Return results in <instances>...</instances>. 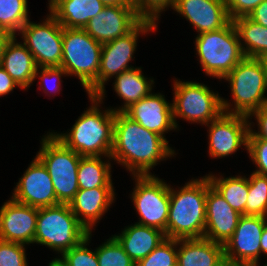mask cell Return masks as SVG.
Returning <instances> with one entry per match:
<instances>
[{
    "mask_svg": "<svg viewBox=\"0 0 267 266\" xmlns=\"http://www.w3.org/2000/svg\"><path fill=\"white\" fill-rule=\"evenodd\" d=\"M111 162L102 156H82L77 170L79 189L113 187Z\"/></svg>",
    "mask_w": 267,
    "mask_h": 266,
    "instance_id": "28",
    "label": "cell"
},
{
    "mask_svg": "<svg viewBox=\"0 0 267 266\" xmlns=\"http://www.w3.org/2000/svg\"><path fill=\"white\" fill-rule=\"evenodd\" d=\"M245 215L267 217V176L253 172L248 177Z\"/></svg>",
    "mask_w": 267,
    "mask_h": 266,
    "instance_id": "31",
    "label": "cell"
},
{
    "mask_svg": "<svg viewBox=\"0 0 267 266\" xmlns=\"http://www.w3.org/2000/svg\"><path fill=\"white\" fill-rule=\"evenodd\" d=\"M173 87L172 111L176 129L179 128L177 117L206 126L223 113L222 97L205 84L174 80Z\"/></svg>",
    "mask_w": 267,
    "mask_h": 266,
    "instance_id": "9",
    "label": "cell"
},
{
    "mask_svg": "<svg viewBox=\"0 0 267 266\" xmlns=\"http://www.w3.org/2000/svg\"><path fill=\"white\" fill-rule=\"evenodd\" d=\"M49 12L64 28L84 29L105 5L100 0H49Z\"/></svg>",
    "mask_w": 267,
    "mask_h": 266,
    "instance_id": "24",
    "label": "cell"
},
{
    "mask_svg": "<svg viewBox=\"0 0 267 266\" xmlns=\"http://www.w3.org/2000/svg\"><path fill=\"white\" fill-rule=\"evenodd\" d=\"M178 189L170 187L166 238H201L206 222L207 176L191 179Z\"/></svg>",
    "mask_w": 267,
    "mask_h": 266,
    "instance_id": "3",
    "label": "cell"
},
{
    "mask_svg": "<svg viewBox=\"0 0 267 266\" xmlns=\"http://www.w3.org/2000/svg\"><path fill=\"white\" fill-rule=\"evenodd\" d=\"M247 153L257 169V174L267 176V139L257 138L250 130L247 139Z\"/></svg>",
    "mask_w": 267,
    "mask_h": 266,
    "instance_id": "35",
    "label": "cell"
},
{
    "mask_svg": "<svg viewBox=\"0 0 267 266\" xmlns=\"http://www.w3.org/2000/svg\"><path fill=\"white\" fill-rule=\"evenodd\" d=\"M115 78L113 83L114 91L124 100V104L119 109H112L114 112H124L133 103L138 102L152 92L154 79L146 78L142 73L141 67L124 71L115 76Z\"/></svg>",
    "mask_w": 267,
    "mask_h": 266,
    "instance_id": "26",
    "label": "cell"
},
{
    "mask_svg": "<svg viewBox=\"0 0 267 266\" xmlns=\"http://www.w3.org/2000/svg\"><path fill=\"white\" fill-rule=\"evenodd\" d=\"M241 214L235 211L207 178L205 238L225 244L234 233Z\"/></svg>",
    "mask_w": 267,
    "mask_h": 266,
    "instance_id": "18",
    "label": "cell"
},
{
    "mask_svg": "<svg viewBox=\"0 0 267 266\" xmlns=\"http://www.w3.org/2000/svg\"><path fill=\"white\" fill-rule=\"evenodd\" d=\"M1 66L21 89H28L38 68L32 53L12 36L3 51Z\"/></svg>",
    "mask_w": 267,
    "mask_h": 266,
    "instance_id": "22",
    "label": "cell"
},
{
    "mask_svg": "<svg viewBox=\"0 0 267 266\" xmlns=\"http://www.w3.org/2000/svg\"><path fill=\"white\" fill-rule=\"evenodd\" d=\"M172 9L185 17L198 34L219 30L231 21L223 0H175Z\"/></svg>",
    "mask_w": 267,
    "mask_h": 266,
    "instance_id": "20",
    "label": "cell"
},
{
    "mask_svg": "<svg viewBox=\"0 0 267 266\" xmlns=\"http://www.w3.org/2000/svg\"><path fill=\"white\" fill-rule=\"evenodd\" d=\"M38 208L10 198L0 207V239L33 244L37 225Z\"/></svg>",
    "mask_w": 267,
    "mask_h": 266,
    "instance_id": "17",
    "label": "cell"
},
{
    "mask_svg": "<svg viewBox=\"0 0 267 266\" xmlns=\"http://www.w3.org/2000/svg\"><path fill=\"white\" fill-rule=\"evenodd\" d=\"M177 239L166 238L136 266H177Z\"/></svg>",
    "mask_w": 267,
    "mask_h": 266,
    "instance_id": "33",
    "label": "cell"
},
{
    "mask_svg": "<svg viewBox=\"0 0 267 266\" xmlns=\"http://www.w3.org/2000/svg\"><path fill=\"white\" fill-rule=\"evenodd\" d=\"M223 79L230 84L235 106L222 98L224 113L249 117L267 103V68L263 59L244 57Z\"/></svg>",
    "mask_w": 267,
    "mask_h": 266,
    "instance_id": "4",
    "label": "cell"
},
{
    "mask_svg": "<svg viewBox=\"0 0 267 266\" xmlns=\"http://www.w3.org/2000/svg\"><path fill=\"white\" fill-rule=\"evenodd\" d=\"M250 118L245 115L222 113L206 124L209 127V156L222 158L235 153L241 146L247 149ZM210 124V125H209Z\"/></svg>",
    "mask_w": 267,
    "mask_h": 266,
    "instance_id": "13",
    "label": "cell"
},
{
    "mask_svg": "<svg viewBox=\"0 0 267 266\" xmlns=\"http://www.w3.org/2000/svg\"><path fill=\"white\" fill-rule=\"evenodd\" d=\"M25 245L0 239V266H28Z\"/></svg>",
    "mask_w": 267,
    "mask_h": 266,
    "instance_id": "36",
    "label": "cell"
},
{
    "mask_svg": "<svg viewBox=\"0 0 267 266\" xmlns=\"http://www.w3.org/2000/svg\"><path fill=\"white\" fill-rule=\"evenodd\" d=\"M105 6H134L131 0H100Z\"/></svg>",
    "mask_w": 267,
    "mask_h": 266,
    "instance_id": "44",
    "label": "cell"
},
{
    "mask_svg": "<svg viewBox=\"0 0 267 266\" xmlns=\"http://www.w3.org/2000/svg\"><path fill=\"white\" fill-rule=\"evenodd\" d=\"M102 44L84 29L63 27L61 66L67 76H77L88 96L98 94Z\"/></svg>",
    "mask_w": 267,
    "mask_h": 266,
    "instance_id": "5",
    "label": "cell"
},
{
    "mask_svg": "<svg viewBox=\"0 0 267 266\" xmlns=\"http://www.w3.org/2000/svg\"><path fill=\"white\" fill-rule=\"evenodd\" d=\"M67 75L66 71L62 68V67H38L36 72H35V79L38 76V78L40 77V86L44 91V93L49 94V90L50 91H54V93H58V91H60L61 88V77ZM51 79H56L54 83H56L53 87L50 88V86L48 85L49 81H53ZM48 83V84H47Z\"/></svg>",
    "mask_w": 267,
    "mask_h": 266,
    "instance_id": "38",
    "label": "cell"
},
{
    "mask_svg": "<svg viewBox=\"0 0 267 266\" xmlns=\"http://www.w3.org/2000/svg\"><path fill=\"white\" fill-rule=\"evenodd\" d=\"M177 266H217L224 259V245L205 237L177 239Z\"/></svg>",
    "mask_w": 267,
    "mask_h": 266,
    "instance_id": "23",
    "label": "cell"
},
{
    "mask_svg": "<svg viewBox=\"0 0 267 266\" xmlns=\"http://www.w3.org/2000/svg\"><path fill=\"white\" fill-rule=\"evenodd\" d=\"M23 44L38 67H60L63 52V27L49 13L42 23L30 20L20 29Z\"/></svg>",
    "mask_w": 267,
    "mask_h": 266,
    "instance_id": "12",
    "label": "cell"
},
{
    "mask_svg": "<svg viewBox=\"0 0 267 266\" xmlns=\"http://www.w3.org/2000/svg\"><path fill=\"white\" fill-rule=\"evenodd\" d=\"M266 224L267 217L241 215L234 233L224 244V257L245 265L258 262Z\"/></svg>",
    "mask_w": 267,
    "mask_h": 266,
    "instance_id": "14",
    "label": "cell"
},
{
    "mask_svg": "<svg viewBox=\"0 0 267 266\" xmlns=\"http://www.w3.org/2000/svg\"><path fill=\"white\" fill-rule=\"evenodd\" d=\"M260 244H261V254L264 253L265 255H267V224L263 229Z\"/></svg>",
    "mask_w": 267,
    "mask_h": 266,
    "instance_id": "45",
    "label": "cell"
},
{
    "mask_svg": "<svg viewBox=\"0 0 267 266\" xmlns=\"http://www.w3.org/2000/svg\"><path fill=\"white\" fill-rule=\"evenodd\" d=\"M16 86L19 87L12 77L0 65V97L10 94Z\"/></svg>",
    "mask_w": 267,
    "mask_h": 266,
    "instance_id": "41",
    "label": "cell"
},
{
    "mask_svg": "<svg viewBox=\"0 0 267 266\" xmlns=\"http://www.w3.org/2000/svg\"><path fill=\"white\" fill-rule=\"evenodd\" d=\"M12 37L11 34L5 32L4 30L0 29V65L2 62V56H3V51L6 46V43L8 40Z\"/></svg>",
    "mask_w": 267,
    "mask_h": 266,
    "instance_id": "43",
    "label": "cell"
},
{
    "mask_svg": "<svg viewBox=\"0 0 267 266\" xmlns=\"http://www.w3.org/2000/svg\"><path fill=\"white\" fill-rule=\"evenodd\" d=\"M92 231L77 246L72 247L61 254L59 259L67 266H99L96 250L88 249Z\"/></svg>",
    "mask_w": 267,
    "mask_h": 266,
    "instance_id": "34",
    "label": "cell"
},
{
    "mask_svg": "<svg viewBox=\"0 0 267 266\" xmlns=\"http://www.w3.org/2000/svg\"><path fill=\"white\" fill-rule=\"evenodd\" d=\"M48 266H67V265L63 263L59 258H54L52 261H50Z\"/></svg>",
    "mask_w": 267,
    "mask_h": 266,
    "instance_id": "47",
    "label": "cell"
},
{
    "mask_svg": "<svg viewBox=\"0 0 267 266\" xmlns=\"http://www.w3.org/2000/svg\"><path fill=\"white\" fill-rule=\"evenodd\" d=\"M247 266H259V264H258V262H255V263L249 264ZM263 266H267V263L265 265H263Z\"/></svg>",
    "mask_w": 267,
    "mask_h": 266,
    "instance_id": "48",
    "label": "cell"
},
{
    "mask_svg": "<svg viewBox=\"0 0 267 266\" xmlns=\"http://www.w3.org/2000/svg\"><path fill=\"white\" fill-rule=\"evenodd\" d=\"M175 0H134L133 5L138 15L143 20H150L156 24L159 21L161 12L165 11V8H173Z\"/></svg>",
    "mask_w": 267,
    "mask_h": 266,
    "instance_id": "37",
    "label": "cell"
},
{
    "mask_svg": "<svg viewBox=\"0 0 267 266\" xmlns=\"http://www.w3.org/2000/svg\"><path fill=\"white\" fill-rule=\"evenodd\" d=\"M155 22L142 20L131 32L125 36L116 38L110 42L102 44L100 68L98 72V94L96 95L102 102L105 97V83L113 76H117L124 71L133 69L129 62L133 59L136 50L138 36L144 33L154 32L157 29Z\"/></svg>",
    "mask_w": 267,
    "mask_h": 266,
    "instance_id": "11",
    "label": "cell"
},
{
    "mask_svg": "<svg viewBox=\"0 0 267 266\" xmlns=\"http://www.w3.org/2000/svg\"><path fill=\"white\" fill-rule=\"evenodd\" d=\"M217 266H247V265L235 262L233 260H229L224 257V259Z\"/></svg>",
    "mask_w": 267,
    "mask_h": 266,
    "instance_id": "46",
    "label": "cell"
},
{
    "mask_svg": "<svg viewBox=\"0 0 267 266\" xmlns=\"http://www.w3.org/2000/svg\"><path fill=\"white\" fill-rule=\"evenodd\" d=\"M248 17L254 22L267 27V0L258 5Z\"/></svg>",
    "mask_w": 267,
    "mask_h": 266,
    "instance_id": "42",
    "label": "cell"
},
{
    "mask_svg": "<svg viewBox=\"0 0 267 266\" xmlns=\"http://www.w3.org/2000/svg\"><path fill=\"white\" fill-rule=\"evenodd\" d=\"M210 184L239 214L245 215V205L248 198V178L245 176L217 177L213 174L206 175Z\"/></svg>",
    "mask_w": 267,
    "mask_h": 266,
    "instance_id": "29",
    "label": "cell"
},
{
    "mask_svg": "<svg viewBox=\"0 0 267 266\" xmlns=\"http://www.w3.org/2000/svg\"><path fill=\"white\" fill-rule=\"evenodd\" d=\"M16 184L11 198L17 202L36 208L60 204L56 198L52 179L36 156Z\"/></svg>",
    "mask_w": 267,
    "mask_h": 266,
    "instance_id": "15",
    "label": "cell"
},
{
    "mask_svg": "<svg viewBox=\"0 0 267 266\" xmlns=\"http://www.w3.org/2000/svg\"><path fill=\"white\" fill-rule=\"evenodd\" d=\"M195 47L207 76L223 79L245 57L231 20L225 27L197 35Z\"/></svg>",
    "mask_w": 267,
    "mask_h": 266,
    "instance_id": "6",
    "label": "cell"
},
{
    "mask_svg": "<svg viewBox=\"0 0 267 266\" xmlns=\"http://www.w3.org/2000/svg\"><path fill=\"white\" fill-rule=\"evenodd\" d=\"M28 0H0V29L16 36L29 21Z\"/></svg>",
    "mask_w": 267,
    "mask_h": 266,
    "instance_id": "30",
    "label": "cell"
},
{
    "mask_svg": "<svg viewBox=\"0 0 267 266\" xmlns=\"http://www.w3.org/2000/svg\"><path fill=\"white\" fill-rule=\"evenodd\" d=\"M95 250L99 266H136L114 236L109 237Z\"/></svg>",
    "mask_w": 267,
    "mask_h": 266,
    "instance_id": "32",
    "label": "cell"
},
{
    "mask_svg": "<svg viewBox=\"0 0 267 266\" xmlns=\"http://www.w3.org/2000/svg\"><path fill=\"white\" fill-rule=\"evenodd\" d=\"M124 113L142 127L165 138V133L176 130L172 104L161 93H150L127 108Z\"/></svg>",
    "mask_w": 267,
    "mask_h": 266,
    "instance_id": "19",
    "label": "cell"
},
{
    "mask_svg": "<svg viewBox=\"0 0 267 266\" xmlns=\"http://www.w3.org/2000/svg\"><path fill=\"white\" fill-rule=\"evenodd\" d=\"M231 20L249 16L264 0H223Z\"/></svg>",
    "mask_w": 267,
    "mask_h": 266,
    "instance_id": "39",
    "label": "cell"
},
{
    "mask_svg": "<svg viewBox=\"0 0 267 266\" xmlns=\"http://www.w3.org/2000/svg\"><path fill=\"white\" fill-rule=\"evenodd\" d=\"M88 233L69 204L38 208L34 243L45 245L62 254L80 244Z\"/></svg>",
    "mask_w": 267,
    "mask_h": 266,
    "instance_id": "7",
    "label": "cell"
},
{
    "mask_svg": "<svg viewBox=\"0 0 267 266\" xmlns=\"http://www.w3.org/2000/svg\"><path fill=\"white\" fill-rule=\"evenodd\" d=\"M175 155L166 138L142 127L124 112H115L111 159L132 175H152L158 162Z\"/></svg>",
    "mask_w": 267,
    "mask_h": 266,
    "instance_id": "1",
    "label": "cell"
},
{
    "mask_svg": "<svg viewBox=\"0 0 267 266\" xmlns=\"http://www.w3.org/2000/svg\"><path fill=\"white\" fill-rule=\"evenodd\" d=\"M43 137L36 157L52 179L57 201L69 204L79 190L77 170L82 156L66 147L53 132Z\"/></svg>",
    "mask_w": 267,
    "mask_h": 266,
    "instance_id": "8",
    "label": "cell"
},
{
    "mask_svg": "<svg viewBox=\"0 0 267 266\" xmlns=\"http://www.w3.org/2000/svg\"><path fill=\"white\" fill-rule=\"evenodd\" d=\"M114 201V187H97L79 189L69 206L79 222L91 232Z\"/></svg>",
    "mask_w": 267,
    "mask_h": 266,
    "instance_id": "21",
    "label": "cell"
},
{
    "mask_svg": "<svg viewBox=\"0 0 267 266\" xmlns=\"http://www.w3.org/2000/svg\"><path fill=\"white\" fill-rule=\"evenodd\" d=\"M113 236L135 263L148 256L166 239L165 232L160 229L138 223L124 228L120 234Z\"/></svg>",
    "mask_w": 267,
    "mask_h": 266,
    "instance_id": "25",
    "label": "cell"
},
{
    "mask_svg": "<svg viewBox=\"0 0 267 266\" xmlns=\"http://www.w3.org/2000/svg\"><path fill=\"white\" fill-rule=\"evenodd\" d=\"M142 20L134 6H105L88 21L84 30L97 42L105 44L125 36Z\"/></svg>",
    "mask_w": 267,
    "mask_h": 266,
    "instance_id": "16",
    "label": "cell"
},
{
    "mask_svg": "<svg viewBox=\"0 0 267 266\" xmlns=\"http://www.w3.org/2000/svg\"><path fill=\"white\" fill-rule=\"evenodd\" d=\"M91 106L78 117L70 132L53 133L66 147L80 156H103L111 159L114 135L112 108L102 112V101L96 95L88 96Z\"/></svg>",
    "mask_w": 267,
    "mask_h": 266,
    "instance_id": "2",
    "label": "cell"
},
{
    "mask_svg": "<svg viewBox=\"0 0 267 266\" xmlns=\"http://www.w3.org/2000/svg\"><path fill=\"white\" fill-rule=\"evenodd\" d=\"M255 117L256 121H257V125L258 127V132H256L255 130L253 131L251 128V123L250 122V131L257 137V138H262V139H267V103L265 105H263L260 109L255 110L250 116L251 117Z\"/></svg>",
    "mask_w": 267,
    "mask_h": 266,
    "instance_id": "40",
    "label": "cell"
},
{
    "mask_svg": "<svg viewBox=\"0 0 267 266\" xmlns=\"http://www.w3.org/2000/svg\"><path fill=\"white\" fill-rule=\"evenodd\" d=\"M132 202L140 216L136 223L165 232L170 208V185L155 175H133Z\"/></svg>",
    "mask_w": 267,
    "mask_h": 266,
    "instance_id": "10",
    "label": "cell"
},
{
    "mask_svg": "<svg viewBox=\"0 0 267 266\" xmlns=\"http://www.w3.org/2000/svg\"><path fill=\"white\" fill-rule=\"evenodd\" d=\"M264 62H265L266 68H267V57L264 59Z\"/></svg>",
    "mask_w": 267,
    "mask_h": 266,
    "instance_id": "49",
    "label": "cell"
},
{
    "mask_svg": "<svg viewBox=\"0 0 267 266\" xmlns=\"http://www.w3.org/2000/svg\"><path fill=\"white\" fill-rule=\"evenodd\" d=\"M232 21L245 57L264 60L267 57V27L254 22L248 16L239 17Z\"/></svg>",
    "mask_w": 267,
    "mask_h": 266,
    "instance_id": "27",
    "label": "cell"
}]
</instances>
